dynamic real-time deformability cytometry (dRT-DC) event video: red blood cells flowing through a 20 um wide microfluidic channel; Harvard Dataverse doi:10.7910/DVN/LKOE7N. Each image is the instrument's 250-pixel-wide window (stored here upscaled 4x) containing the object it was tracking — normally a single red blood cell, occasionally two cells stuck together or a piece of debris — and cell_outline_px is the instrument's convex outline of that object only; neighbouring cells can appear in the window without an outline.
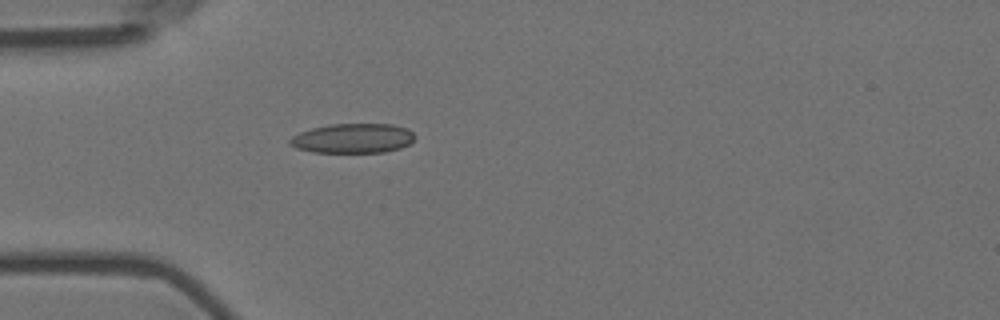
{"species": "Egyptian fruit bat (a non-hibernating species)", "species_latin": "Rousettus aegyptiacus", "temperature_condition": "room temperature", "stored_images_in_passage": 1, "camera_frame_rate_fps": 3000, "um_per_image_px": 0.085, "animal": {"sex": "female"}, "frame": {"image": 1, "passage_image": 1, "time_ms": 0.0, "image_size_px": [1000, 320], "cell_outline_px": [[416, 136], [408, 144], [400, 148], [384, 152], [312, 152], [296, 148], [288, 144], [288, 140], [292, 136], [300, 132], [312, 128], [332, 124], [392, 124], [408, 128]], "centroid_in_image_um": [29.98, 11.75], "position_along_channel_um": 55.0, "area_um2": 21.56}}